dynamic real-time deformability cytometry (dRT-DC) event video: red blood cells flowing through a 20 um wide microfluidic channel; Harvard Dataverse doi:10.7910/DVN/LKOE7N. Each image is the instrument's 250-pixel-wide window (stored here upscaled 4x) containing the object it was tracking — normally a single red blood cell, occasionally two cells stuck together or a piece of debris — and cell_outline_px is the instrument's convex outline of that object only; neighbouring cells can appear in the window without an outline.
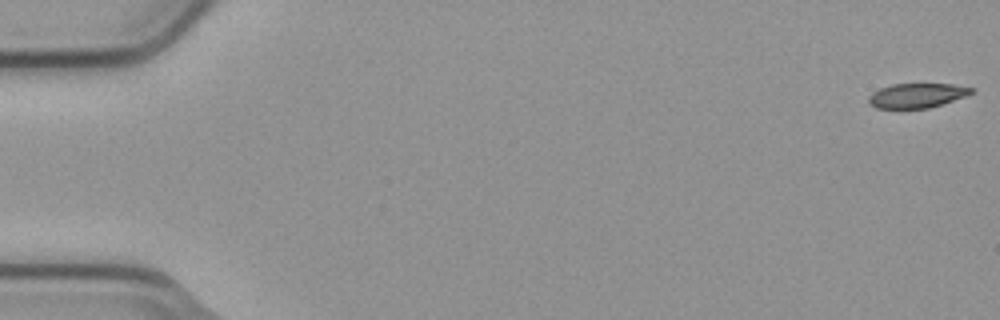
{"species": "common noctule bat (a hibernating species)", "species_latin": "Nyctalus noctula", "temperature_condition": "cold", "stored_images_in_passage": 55, "camera_frame_rate_fps": 3000, "um_per_image_px": 0.085, "animal": {"sex": "male", "body_mass_g": 23.1, "forearm_length_mm": 52.7}, "frame": {"image": 1, "passage_image": 1, "time_ms": 0.0, "image_size_px": [1000, 320], "cell_outline_px": [[976, 92], [928, 108], [876, 108], [868, 104], [868, 96], [872, 92], [880, 88], [892, 84], [952, 84], [976, 88]], "centroid_in_image_um": [77.92, 8.11], "position_along_channel_um": 7.1, "area_um2": 14.68}}
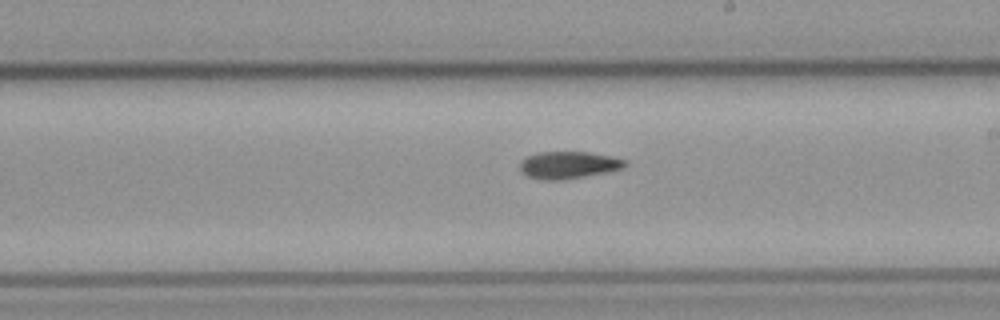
{"frame": {"image": 2, "passage_image": 32, "time_ms": 10.333, "image_size_px": [1000, 320], "cell_outline_px": [[628, 164], [624, 168], [608, 172], [560, 180], [544, 180], [528, 176], [520, 172], [520, 160], [536, 152], [588, 152], [612, 156], [628, 160]], "centroid_in_image_um": [48.34, 14.02], "position_along_channel_um": 240.7, "area_um2": 16.82}}
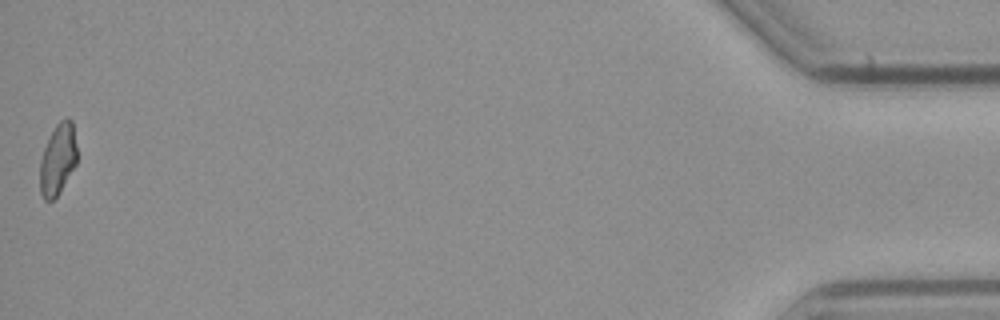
{"frame": {"image": 3, "passage_image": 55, "time_ms": 18.0, "image_size_px": [1000, 320], "cell_outline_px": [[76, 164], [60, 192], [52, 200], [44, 200], [40, 192], [40, 160], [44, 148], [56, 124], [60, 120], [68, 116], [72, 120], [76, 148]], "centroid_in_image_um": [4.91, 13.54], "position_along_channel_um": 430.3, "area_um2": 15.26}}